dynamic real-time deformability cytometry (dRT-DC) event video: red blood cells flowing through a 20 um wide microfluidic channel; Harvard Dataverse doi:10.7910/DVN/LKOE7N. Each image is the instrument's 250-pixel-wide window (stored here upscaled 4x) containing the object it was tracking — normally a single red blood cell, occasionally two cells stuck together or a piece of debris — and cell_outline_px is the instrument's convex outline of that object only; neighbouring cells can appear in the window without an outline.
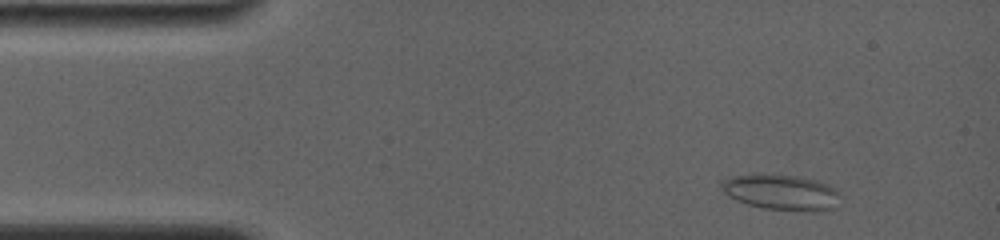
{"species": "common noctule bat (a hibernating species)", "species_latin": "Nyctalus noctula", "temperature_condition": "room temperature", "stored_images_in_passage": 33, "camera_frame_rate_fps": 4000, "um_per_image_px": 0.085, "animal": {"sex": "female", "body_mass_g": 19.0, "forearm_length_mm": 56.7}, "frame": {"image": 1, "passage_image": 5, "time_ms": 1.0, "image_size_px": [1000, 240], "cell_outline_px": [[840, 192], [832, 208], [764, 208], [748, 204], [736, 200], [728, 196], [724, 192], [720, 184], [720, 180], [732, 176], [752, 172], [800, 176], [820, 180], [836, 188]], "centroid_in_image_um": [66.29, 16.23], "position_along_channel_um": 18.7, "area_um2": 24.16}}
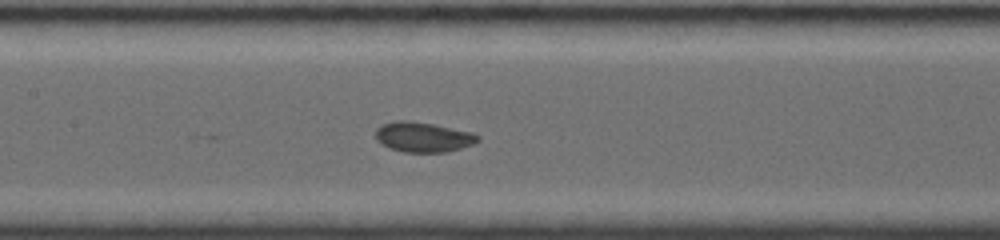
{"frame": {"image": 2, "passage_image": 19, "time_ms": 7.0, "image_size_px": [1000, 240], "cell_outline_px": [[480, 140], [472, 144], [448, 152], [404, 152], [380, 144], [376, 140], [376, 128], [380, 124], [396, 120], [408, 120], [432, 124], [472, 132], [480, 136]], "centroid_in_image_um": [35.94, 11.64], "position_along_channel_um": 171.5, "area_um2": 17.92}}
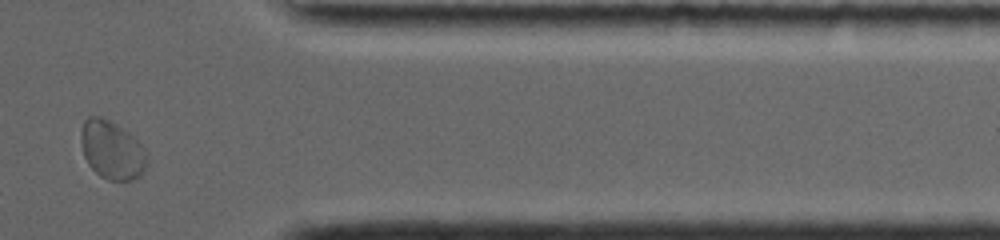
{"frame": {"image": 3, "passage_image": 30, "time_ms": 13.25, "image_size_px": [1000, 240], "cell_outline_px": [[148, 164], [144, 172], [140, 176], [132, 180], [108, 180], [100, 176], [88, 164], [84, 156], [80, 140], [80, 132], [84, 120], [88, 116], [100, 116], [116, 124], [128, 132], [144, 148], [148, 160]], "centroid_in_image_um": [9.51, 12.76], "position_along_channel_um": 401.9, "area_um2": 22.6}, "authors_computed_cell_mechanics": {"area_um2": 19.074, "velocity_mm_per_s": 3.8044, "shape_relaxation_time_tau1_ms": 6.6131, "shape_relaxation_time_tau2_ms": null, "deformation_change_tau1": 0.0846, "deformation_change_tau2": null}}